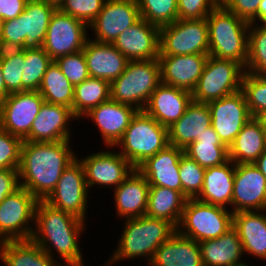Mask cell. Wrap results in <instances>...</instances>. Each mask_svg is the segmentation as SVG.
I'll return each mask as SVG.
<instances>
[{"mask_svg":"<svg viewBox=\"0 0 266 266\" xmlns=\"http://www.w3.org/2000/svg\"><path fill=\"white\" fill-rule=\"evenodd\" d=\"M245 72L266 76V25L250 23Z\"/></svg>","mask_w":266,"mask_h":266,"instance_id":"f35d334b","label":"cell"},{"mask_svg":"<svg viewBox=\"0 0 266 266\" xmlns=\"http://www.w3.org/2000/svg\"><path fill=\"white\" fill-rule=\"evenodd\" d=\"M70 143L71 140L23 141L18 168L20 187L26 188L37 200H45L64 169L77 158Z\"/></svg>","mask_w":266,"mask_h":266,"instance_id":"6da1fadb","label":"cell"},{"mask_svg":"<svg viewBox=\"0 0 266 266\" xmlns=\"http://www.w3.org/2000/svg\"><path fill=\"white\" fill-rule=\"evenodd\" d=\"M262 0H220L229 11L248 23L258 22V7Z\"/></svg>","mask_w":266,"mask_h":266,"instance_id":"c3c4849f","label":"cell"},{"mask_svg":"<svg viewBox=\"0 0 266 266\" xmlns=\"http://www.w3.org/2000/svg\"><path fill=\"white\" fill-rule=\"evenodd\" d=\"M203 266H235L245 262L237 230L232 227L216 239L199 242Z\"/></svg>","mask_w":266,"mask_h":266,"instance_id":"4dcf8cb0","label":"cell"},{"mask_svg":"<svg viewBox=\"0 0 266 266\" xmlns=\"http://www.w3.org/2000/svg\"><path fill=\"white\" fill-rule=\"evenodd\" d=\"M255 119L260 123L262 129L264 130L266 134V112L264 113H259Z\"/></svg>","mask_w":266,"mask_h":266,"instance_id":"11a10c76","label":"cell"},{"mask_svg":"<svg viewBox=\"0 0 266 266\" xmlns=\"http://www.w3.org/2000/svg\"><path fill=\"white\" fill-rule=\"evenodd\" d=\"M205 168H202L196 161L182 154L179 162V174L182 183V194L187 199H196L202 189Z\"/></svg>","mask_w":266,"mask_h":266,"instance_id":"7bdbcfd3","label":"cell"},{"mask_svg":"<svg viewBox=\"0 0 266 266\" xmlns=\"http://www.w3.org/2000/svg\"><path fill=\"white\" fill-rule=\"evenodd\" d=\"M141 19L136 0H106L102 10L89 25L96 36L93 40L113 43L127 28Z\"/></svg>","mask_w":266,"mask_h":266,"instance_id":"e0dca14e","label":"cell"},{"mask_svg":"<svg viewBox=\"0 0 266 266\" xmlns=\"http://www.w3.org/2000/svg\"><path fill=\"white\" fill-rule=\"evenodd\" d=\"M28 0H0V19L8 21L19 16L25 9Z\"/></svg>","mask_w":266,"mask_h":266,"instance_id":"f907efd6","label":"cell"},{"mask_svg":"<svg viewBox=\"0 0 266 266\" xmlns=\"http://www.w3.org/2000/svg\"><path fill=\"white\" fill-rule=\"evenodd\" d=\"M0 62L6 90L9 93L21 92L25 48L0 50Z\"/></svg>","mask_w":266,"mask_h":266,"instance_id":"60d3db41","label":"cell"},{"mask_svg":"<svg viewBox=\"0 0 266 266\" xmlns=\"http://www.w3.org/2000/svg\"><path fill=\"white\" fill-rule=\"evenodd\" d=\"M235 167L232 161L207 168L198 201L232 208Z\"/></svg>","mask_w":266,"mask_h":266,"instance_id":"f546056e","label":"cell"},{"mask_svg":"<svg viewBox=\"0 0 266 266\" xmlns=\"http://www.w3.org/2000/svg\"><path fill=\"white\" fill-rule=\"evenodd\" d=\"M64 266V265H62ZM65 266H85L84 264L83 265H65Z\"/></svg>","mask_w":266,"mask_h":266,"instance_id":"91938a15","label":"cell"},{"mask_svg":"<svg viewBox=\"0 0 266 266\" xmlns=\"http://www.w3.org/2000/svg\"><path fill=\"white\" fill-rule=\"evenodd\" d=\"M266 150V134L253 117L243 127L228 148L234 164H251Z\"/></svg>","mask_w":266,"mask_h":266,"instance_id":"d6a6232c","label":"cell"},{"mask_svg":"<svg viewBox=\"0 0 266 266\" xmlns=\"http://www.w3.org/2000/svg\"><path fill=\"white\" fill-rule=\"evenodd\" d=\"M10 93L6 90V85L3 78L2 66L0 62V103L9 95Z\"/></svg>","mask_w":266,"mask_h":266,"instance_id":"db71d44e","label":"cell"},{"mask_svg":"<svg viewBox=\"0 0 266 266\" xmlns=\"http://www.w3.org/2000/svg\"><path fill=\"white\" fill-rule=\"evenodd\" d=\"M23 140L0 128V170H18Z\"/></svg>","mask_w":266,"mask_h":266,"instance_id":"f6af8a7d","label":"cell"},{"mask_svg":"<svg viewBox=\"0 0 266 266\" xmlns=\"http://www.w3.org/2000/svg\"><path fill=\"white\" fill-rule=\"evenodd\" d=\"M73 119L77 120L70 108L44 102L33 121L30 134L23 141L46 143L71 140L69 122Z\"/></svg>","mask_w":266,"mask_h":266,"instance_id":"ffe728a7","label":"cell"},{"mask_svg":"<svg viewBox=\"0 0 266 266\" xmlns=\"http://www.w3.org/2000/svg\"><path fill=\"white\" fill-rule=\"evenodd\" d=\"M245 70L238 62L208 56L202 75L191 92L192 100L209 103L241 90Z\"/></svg>","mask_w":266,"mask_h":266,"instance_id":"9c48e42d","label":"cell"},{"mask_svg":"<svg viewBox=\"0 0 266 266\" xmlns=\"http://www.w3.org/2000/svg\"><path fill=\"white\" fill-rule=\"evenodd\" d=\"M55 62L73 86L80 84L90 77L83 50L61 56Z\"/></svg>","mask_w":266,"mask_h":266,"instance_id":"ee69618b","label":"cell"},{"mask_svg":"<svg viewBox=\"0 0 266 266\" xmlns=\"http://www.w3.org/2000/svg\"><path fill=\"white\" fill-rule=\"evenodd\" d=\"M89 76L111 83L125 70L129 60L112 43L88 40L83 48Z\"/></svg>","mask_w":266,"mask_h":266,"instance_id":"d4e9b609","label":"cell"},{"mask_svg":"<svg viewBox=\"0 0 266 266\" xmlns=\"http://www.w3.org/2000/svg\"><path fill=\"white\" fill-rule=\"evenodd\" d=\"M183 150L184 154L205 169L222 165L229 160L228 148L222 143L212 126Z\"/></svg>","mask_w":266,"mask_h":266,"instance_id":"e575fe53","label":"cell"},{"mask_svg":"<svg viewBox=\"0 0 266 266\" xmlns=\"http://www.w3.org/2000/svg\"><path fill=\"white\" fill-rule=\"evenodd\" d=\"M55 10L42 0H28L19 16L2 21L0 50L41 47Z\"/></svg>","mask_w":266,"mask_h":266,"instance_id":"5b68a950","label":"cell"},{"mask_svg":"<svg viewBox=\"0 0 266 266\" xmlns=\"http://www.w3.org/2000/svg\"><path fill=\"white\" fill-rule=\"evenodd\" d=\"M241 90L252 117L266 112V76L244 72Z\"/></svg>","mask_w":266,"mask_h":266,"instance_id":"b9f144b4","label":"cell"},{"mask_svg":"<svg viewBox=\"0 0 266 266\" xmlns=\"http://www.w3.org/2000/svg\"><path fill=\"white\" fill-rule=\"evenodd\" d=\"M124 220V228L117 242L118 247L102 266H115L111 264L141 256L149 264L155 250L176 232V227L172 223L161 218L143 215Z\"/></svg>","mask_w":266,"mask_h":266,"instance_id":"3957f363","label":"cell"},{"mask_svg":"<svg viewBox=\"0 0 266 266\" xmlns=\"http://www.w3.org/2000/svg\"><path fill=\"white\" fill-rule=\"evenodd\" d=\"M20 187L18 170H0V202Z\"/></svg>","mask_w":266,"mask_h":266,"instance_id":"681fc988","label":"cell"},{"mask_svg":"<svg viewBox=\"0 0 266 266\" xmlns=\"http://www.w3.org/2000/svg\"><path fill=\"white\" fill-rule=\"evenodd\" d=\"M0 261L3 266L63 265V261L53 259L31 239L0 242Z\"/></svg>","mask_w":266,"mask_h":266,"instance_id":"1f68e13d","label":"cell"},{"mask_svg":"<svg viewBox=\"0 0 266 266\" xmlns=\"http://www.w3.org/2000/svg\"><path fill=\"white\" fill-rule=\"evenodd\" d=\"M137 111L130 105L109 99L92 108L84 115V118L94 121L95 126L99 129L98 132L101 133L104 145L106 144V149H109V147L113 148L121 139Z\"/></svg>","mask_w":266,"mask_h":266,"instance_id":"44dd1931","label":"cell"},{"mask_svg":"<svg viewBox=\"0 0 266 266\" xmlns=\"http://www.w3.org/2000/svg\"><path fill=\"white\" fill-rule=\"evenodd\" d=\"M258 21L262 25H266V0H262L258 7Z\"/></svg>","mask_w":266,"mask_h":266,"instance_id":"f5cc1de1","label":"cell"},{"mask_svg":"<svg viewBox=\"0 0 266 266\" xmlns=\"http://www.w3.org/2000/svg\"><path fill=\"white\" fill-rule=\"evenodd\" d=\"M52 61L42 47H26L21 78L22 91H38L43 76Z\"/></svg>","mask_w":266,"mask_h":266,"instance_id":"74e56055","label":"cell"},{"mask_svg":"<svg viewBox=\"0 0 266 266\" xmlns=\"http://www.w3.org/2000/svg\"><path fill=\"white\" fill-rule=\"evenodd\" d=\"M46 4L54 6L56 9H59L65 0H42Z\"/></svg>","mask_w":266,"mask_h":266,"instance_id":"9f6ffc18","label":"cell"},{"mask_svg":"<svg viewBox=\"0 0 266 266\" xmlns=\"http://www.w3.org/2000/svg\"><path fill=\"white\" fill-rule=\"evenodd\" d=\"M233 227L228 208L187 199L176 231L196 242L216 239Z\"/></svg>","mask_w":266,"mask_h":266,"instance_id":"ba28073f","label":"cell"},{"mask_svg":"<svg viewBox=\"0 0 266 266\" xmlns=\"http://www.w3.org/2000/svg\"><path fill=\"white\" fill-rule=\"evenodd\" d=\"M84 226L85 221L77 216L38 200L31 240L53 259L57 260L58 256L62 258L64 266L83 265L85 260L78 243ZM55 251L58 253L56 257L53 254Z\"/></svg>","mask_w":266,"mask_h":266,"instance_id":"7a4b0ae2","label":"cell"},{"mask_svg":"<svg viewBox=\"0 0 266 266\" xmlns=\"http://www.w3.org/2000/svg\"><path fill=\"white\" fill-rule=\"evenodd\" d=\"M110 99V83L100 78L89 77L74 86L72 113L82 119L92 108Z\"/></svg>","mask_w":266,"mask_h":266,"instance_id":"d590c367","label":"cell"},{"mask_svg":"<svg viewBox=\"0 0 266 266\" xmlns=\"http://www.w3.org/2000/svg\"><path fill=\"white\" fill-rule=\"evenodd\" d=\"M220 4V0H177L178 19L206 18Z\"/></svg>","mask_w":266,"mask_h":266,"instance_id":"7dc6e473","label":"cell"},{"mask_svg":"<svg viewBox=\"0 0 266 266\" xmlns=\"http://www.w3.org/2000/svg\"><path fill=\"white\" fill-rule=\"evenodd\" d=\"M142 19L159 28L178 19L177 0H136Z\"/></svg>","mask_w":266,"mask_h":266,"instance_id":"ab89813d","label":"cell"},{"mask_svg":"<svg viewBox=\"0 0 266 266\" xmlns=\"http://www.w3.org/2000/svg\"><path fill=\"white\" fill-rule=\"evenodd\" d=\"M184 150L168 145L147 158L136 169L147 179L150 186H161L182 193L179 162Z\"/></svg>","mask_w":266,"mask_h":266,"instance_id":"603a6c76","label":"cell"},{"mask_svg":"<svg viewBox=\"0 0 266 266\" xmlns=\"http://www.w3.org/2000/svg\"><path fill=\"white\" fill-rule=\"evenodd\" d=\"M89 26L56 9L52 14L42 48L53 61L61 56L83 50L88 40Z\"/></svg>","mask_w":266,"mask_h":266,"instance_id":"7c38bea8","label":"cell"},{"mask_svg":"<svg viewBox=\"0 0 266 266\" xmlns=\"http://www.w3.org/2000/svg\"><path fill=\"white\" fill-rule=\"evenodd\" d=\"M98 151L79 159L82 163L88 190L91 187H118L135 169L118 151Z\"/></svg>","mask_w":266,"mask_h":266,"instance_id":"2e32d148","label":"cell"},{"mask_svg":"<svg viewBox=\"0 0 266 266\" xmlns=\"http://www.w3.org/2000/svg\"><path fill=\"white\" fill-rule=\"evenodd\" d=\"M38 91L46 103L63 105L72 110L74 86L55 61L48 66Z\"/></svg>","mask_w":266,"mask_h":266,"instance_id":"8d00e7d4","label":"cell"},{"mask_svg":"<svg viewBox=\"0 0 266 266\" xmlns=\"http://www.w3.org/2000/svg\"><path fill=\"white\" fill-rule=\"evenodd\" d=\"M37 202L23 187L0 202V242L31 239Z\"/></svg>","mask_w":266,"mask_h":266,"instance_id":"8fae6325","label":"cell"},{"mask_svg":"<svg viewBox=\"0 0 266 266\" xmlns=\"http://www.w3.org/2000/svg\"><path fill=\"white\" fill-rule=\"evenodd\" d=\"M266 210V178L251 164H236L232 212Z\"/></svg>","mask_w":266,"mask_h":266,"instance_id":"ac0fdd59","label":"cell"},{"mask_svg":"<svg viewBox=\"0 0 266 266\" xmlns=\"http://www.w3.org/2000/svg\"><path fill=\"white\" fill-rule=\"evenodd\" d=\"M44 102L39 91L10 93L0 103V128L24 140Z\"/></svg>","mask_w":266,"mask_h":266,"instance_id":"5bb4252c","label":"cell"},{"mask_svg":"<svg viewBox=\"0 0 266 266\" xmlns=\"http://www.w3.org/2000/svg\"><path fill=\"white\" fill-rule=\"evenodd\" d=\"M148 266H203L199 242L182 236L177 231L163 242Z\"/></svg>","mask_w":266,"mask_h":266,"instance_id":"f1b7e54d","label":"cell"},{"mask_svg":"<svg viewBox=\"0 0 266 266\" xmlns=\"http://www.w3.org/2000/svg\"><path fill=\"white\" fill-rule=\"evenodd\" d=\"M208 54L159 56L161 83L189 92L202 75Z\"/></svg>","mask_w":266,"mask_h":266,"instance_id":"7402d4cb","label":"cell"},{"mask_svg":"<svg viewBox=\"0 0 266 266\" xmlns=\"http://www.w3.org/2000/svg\"><path fill=\"white\" fill-rule=\"evenodd\" d=\"M264 212V213H263ZM266 210L233 213V227L237 230L244 255L266 261Z\"/></svg>","mask_w":266,"mask_h":266,"instance_id":"83f0119b","label":"cell"},{"mask_svg":"<svg viewBox=\"0 0 266 266\" xmlns=\"http://www.w3.org/2000/svg\"><path fill=\"white\" fill-rule=\"evenodd\" d=\"M159 56L208 54L206 18L182 20L159 28Z\"/></svg>","mask_w":266,"mask_h":266,"instance_id":"30bf717a","label":"cell"},{"mask_svg":"<svg viewBox=\"0 0 266 266\" xmlns=\"http://www.w3.org/2000/svg\"><path fill=\"white\" fill-rule=\"evenodd\" d=\"M150 185L135 168L114 189L115 212L118 218H138L146 214Z\"/></svg>","mask_w":266,"mask_h":266,"instance_id":"484cf974","label":"cell"},{"mask_svg":"<svg viewBox=\"0 0 266 266\" xmlns=\"http://www.w3.org/2000/svg\"><path fill=\"white\" fill-rule=\"evenodd\" d=\"M187 198L180 192L161 186H150L146 214L178 226Z\"/></svg>","mask_w":266,"mask_h":266,"instance_id":"836d02e7","label":"cell"},{"mask_svg":"<svg viewBox=\"0 0 266 266\" xmlns=\"http://www.w3.org/2000/svg\"><path fill=\"white\" fill-rule=\"evenodd\" d=\"M129 61L159 57V27L140 19L125 29L112 43Z\"/></svg>","mask_w":266,"mask_h":266,"instance_id":"d6986e66","label":"cell"},{"mask_svg":"<svg viewBox=\"0 0 266 266\" xmlns=\"http://www.w3.org/2000/svg\"><path fill=\"white\" fill-rule=\"evenodd\" d=\"M206 20L209 35L208 55L234 60L245 68L250 23L239 18L221 3L211 11Z\"/></svg>","mask_w":266,"mask_h":266,"instance_id":"277c9868","label":"cell"},{"mask_svg":"<svg viewBox=\"0 0 266 266\" xmlns=\"http://www.w3.org/2000/svg\"><path fill=\"white\" fill-rule=\"evenodd\" d=\"M254 165L260 170V172L266 178V150L254 162Z\"/></svg>","mask_w":266,"mask_h":266,"instance_id":"816d5d0a","label":"cell"},{"mask_svg":"<svg viewBox=\"0 0 266 266\" xmlns=\"http://www.w3.org/2000/svg\"><path fill=\"white\" fill-rule=\"evenodd\" d=\"M168 145V128L144 111H137L113 148L120 146L119 153L137 168L147 158L154 156Z\"/></svg>","mask_w":266,"mask_h":266,"instance_id":"8992f818","label":"cell"},{"mask_svg":"<svg viewBox=\"0 0 266 266\" xmlns=\"http://www.w3.org/2000/svg\"><path fill=\"white\" fill-rule=\"evenodd\" d=\"M191 101V92L160 83L151 94L143 111L169 128L182 117Z\"/></svg>","mask_w":266,"mask_h":266,"instance_id":"cb8c5ba5","label":"cell"},{"mask_svg":"<svg viewBox=\"0 0 266 266\" xmlns=\"http://www.w3.org/2000/svg\"><path fill=\"white\" fill-rule=\"evenodd\" d=\"M160 83L158 59L129 61L124 72L110 83V99L143 111Z\"/></svg>","mask_w":266,"mask_h":266,"instance_id":"52a82bcc","label":"cell"},{"mask_svg":"<svg viewBox=\"0 0 266 266\" xmlns=\"http://www.w3.org/2000/svg\"><path fill=\"white\" fill-rule=\"evenodd\" d=\"M88 192L83 165L76 158L64 169L56 187L44 201L86 221L87 203L90 201Z\"/></svg>","mask_w":266,"mask_h":266,"instance_id":"4fadbf2b","label":"cell"},{"mask_svg":"<svg viewBox=\"0 0 266 266\" xmlns=\"http://www.w3.org/2000/svg\"><path fill=\"white\" fill-rule=\"evenodd\" d=\"M2 20L0 19V36H1Z\"/></svg>","mask_w":266,"mask_h":266,"instance_id":"680465c9","label":"cell"},{"mask_svg":"<svg viewBox=\"0 0 266 266\" xmlns=\"http://www.w3.org/2000/svg\"><path fill=\"white\" fill-rule=\"evenodd\" d=\"M106 0H65L59 10L86 23L88 26L102 10Z\"/></svg>","mask_w":266,"mask_h":266,"instance_id":"bcb514c9","label":"cell"},{"mask_svg":"<svg viewBox=\"0 0 266 266\" xmlns=\"http://www.w3.org/2000/svg\"><path fill=\"white\" fill-rule=\"evenodd\" d=\"M208 104L211 126L222 143L229 148L242 127L253 118L242 90Z\"/></svg>","mask_w":266,"mask_h":266,"instance_id":"9a60e30c","label":"cell"},{"mask_svg":"<svg viewBox=\"0 0 266 266\" xmlns=\"http://www.w3.org/2000/svg\"><path fill=\"white\" fill-rule=\"evenodd\" d=\"M235 266H250L249 264H247L246 262L239 264V265H235Z\"/></svg>","mask_w":266,"mask_h":266,"instance_id":"6f0895ef","label":"cell"},{"mask_svg":"<svg viewBox=\"0 0 266 266\" xmlns=\"http://www.w3.org/2000/svg\"><path fill=\"white\" fill-rule=\"evenodd\" d=\"M207 103L191 101L182 117L168 128L169 145L184 149L211 126Z\"/></svg>","mask_w":266,"mask_h":266,"instance_id":"4316f807","label":"cell"}]
</instances>
